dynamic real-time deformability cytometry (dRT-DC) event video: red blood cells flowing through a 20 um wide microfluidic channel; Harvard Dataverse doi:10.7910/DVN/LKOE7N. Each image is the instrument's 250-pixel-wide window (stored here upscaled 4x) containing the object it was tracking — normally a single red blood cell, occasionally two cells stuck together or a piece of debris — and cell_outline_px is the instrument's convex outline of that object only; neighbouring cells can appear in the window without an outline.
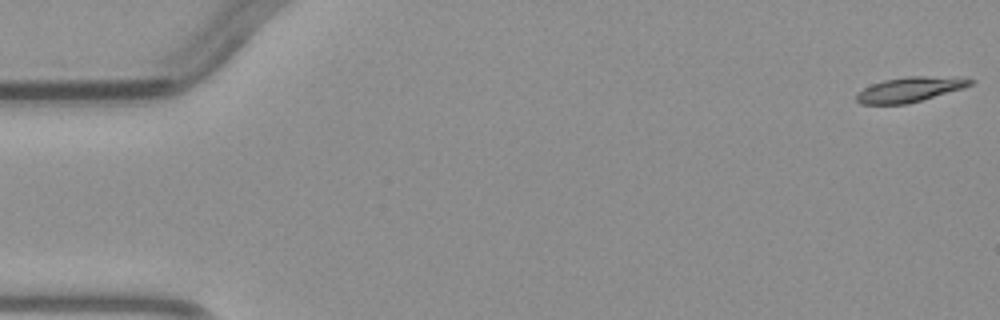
{"species": "common noctule bat (a hibernating species)", "species_latin": "Nyctalus noctula", "temperature_condition": "warm", "stored_images_in_passage": 4, "camera_frame_rate_fps": 3000, "um_per_image_px": 0.085, "animal": {"sex": "male", "body_mass_g": 23.1, "forearm_length_mm": 52.7}, "frame": {"image": 1, "passage_image": 1, "time_ms": 0.0, "image_size_px": [1000, 320], "cell_outline_px": [[976, 80], [972, 84], [964, 88], [908, 104], [860, 104], [856, 100], [856, 92], [872, 84], [884, 80], [904, 76], [964, 76]], "centroid_in_image_um": [77.4, 7.58], "position_along_channel_um": 7.6, "area_um2": 16.94}}